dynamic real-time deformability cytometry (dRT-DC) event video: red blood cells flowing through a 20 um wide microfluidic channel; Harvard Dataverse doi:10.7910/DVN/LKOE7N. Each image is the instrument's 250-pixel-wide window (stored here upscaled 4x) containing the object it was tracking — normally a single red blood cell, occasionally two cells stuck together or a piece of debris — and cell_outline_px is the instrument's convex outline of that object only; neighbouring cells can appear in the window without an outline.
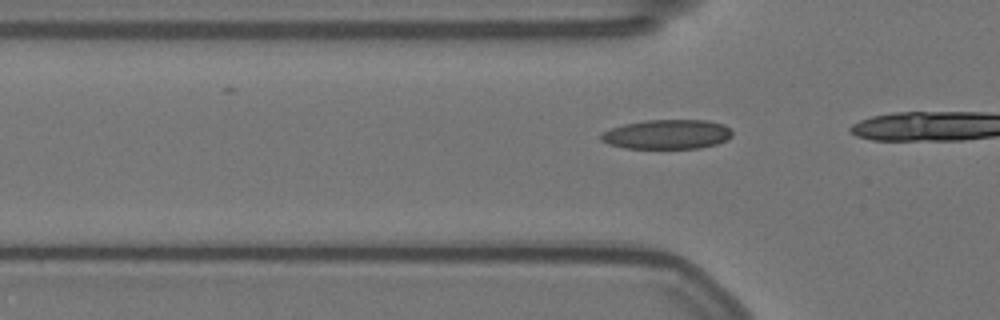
{"species": "Egyptian fruit bat (a non-hibernating species)", "species_latin": "Rousettus aegyptiacus", "temperature_condition": "warm", "stored_images_in_passage": 5, "camera_frame_rate_fps": 3000, "um_per_image_px": 0.085, "animal": {"sex": "female"}, "frame": {"image": 1, "passage_image": 2, "time_ms": 0.333, "image_size_px": [1000, 320], "cell_outline_px": [[732, 136], [728, 140], [716, 144], [700, 148], [624, 148], [608, 144], [600, 140], [600, 132], [624, 124], [644, 120], [708, 120], [724, 124], [732, 128]], "centroid_in_image_um": [56.72, 11.41], "position_along_channel_um": 69.1, "area_um2": 22.83}}